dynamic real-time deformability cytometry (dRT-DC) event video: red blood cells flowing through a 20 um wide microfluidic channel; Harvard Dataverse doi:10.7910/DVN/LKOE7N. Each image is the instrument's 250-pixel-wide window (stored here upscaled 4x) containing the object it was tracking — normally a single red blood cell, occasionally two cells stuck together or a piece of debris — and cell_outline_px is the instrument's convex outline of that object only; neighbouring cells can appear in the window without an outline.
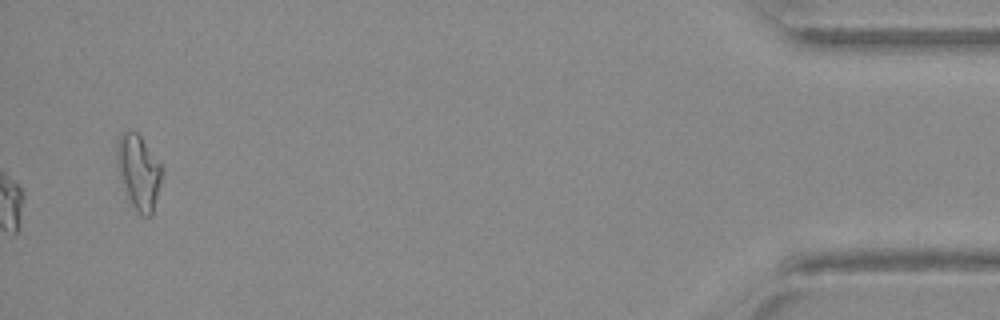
{"species": "Egyptian fruit bat (a non-hibernating species)", "species_latin": "Rousettus aegyptiacus", "temperature_condition": "warm", "stored_images_in_passage": 29, "camera_frame_rate_fps": 3000, "um_per_image_px": 0.085, "animal": {"sex": "female"}, "frame": {"image": 1, "passage_image": 29, "time_ms": 9.333, "image_size_px": [1000, 320], "cell_outline_px": [[164, 172], [152, 216], [144, 216], [128, 204], [120, 176], [116, 160], [116, 144], [120, 136], [124, 132], [136, 132], [140, 136], [164, 168]], "centroid_in_image_um": [11.8, 14.67], "position_along_channel_um": 423.4, "area_um2": 19.83}}